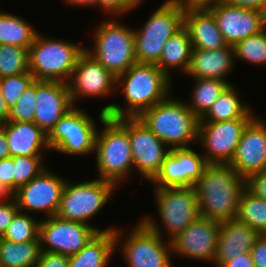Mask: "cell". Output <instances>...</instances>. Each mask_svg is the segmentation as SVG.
I'll return each instance as SVG.
<instances>
[{
    "label": "cell",
    "mask_w": 266,
    "mask_h": 267,
    "mask_svg": "<svg viewBox=\"0 0 266 267\" xmlns=\"http://www.w3.org/2000/svg\"><path fill=\"white\" fill-rule=\"evenodd\" d=\"M73 107L68 83L36 81L34 123L47 135Z\"/></svg>",
    "instance_id": "obj_21"
},
{
    "label": "cell",
    "mask_w": 266,
    "mask_h": 267,
    "mask_svg": "<svg viewBox=\"0 0 266 267\" xmlns=\"http://www.w3.org/2000/svg\"><path fill=\"white\" fill-rule=\"evenodd\" d=\"M184 16L185 11L172 0L161 4L141 30H134L136 61L156 64L166 41L184 27Z\"/></svg>",
    "instance_id": "obj_8"
},
{
    "label": "cell",
    "mask_w": 266,
    "mask_h": 267,
    "mask_svg": "<svg viewBox=\"0 0 266 267\" xmlns=\"http://www.w3.org/2000/svg\"><path fill=\"white\" fill-rule=\"evenodd\" d=\"M143 0H97V7L109 14L110 17L113 15L122 16L125 13H129L136 7L140 6Z\"/></svg>",
    "instance_id": "obj_39"
},
{
    "label": "cell",
    "mask_w": 266,
    "mask_h": 267,
    "mask_svg": "<svg viewBox=\"0 0 266 267\" xmlns=\"http://www.w3.org/2000/svg\"><path fill=\"white\" fill-rule=\"evenodd\" d=\"M115 228L102 230L94 225L51 216L41 220L39 224L41 250L71 256L78 253L98 232Z\"/></svg>",
    "instance_id": "obj_11"
},
{
    "label": "cell",
    "mask_w": 266,
    "mask_h": 267,
    "mask_svg": "<svg viewBox=\"0 0 266 267\" xmlns=\"http://www.w3.org/2000/svg\"><path fill=\"white\" fill-rule=\"evenodd\" d=\"M13 157L0 159V182L6 190L14 194Z\"/></svg>",
    "instance_id": "obj_41"
},
{
    "label": "cell",
    "mask_w": 266,
    "mask_h": 267,
    "mask_svg": "<svg viewBox=\"0 0 266 267\" xmlns=\"http://www.w3.org/2000/svg\"><path fill=\"white\" fill-rule=\"evenodd\" d=\"M117 77L84 51L68 82L73 106L82 97H106L116 91Z\"/></svg>",
    "instance_id": "obj_17"
},
{
    "label": "cell",
    "mask_w": 266,
    "mask_h": 267,
    "mask_svg": "<svg viewBox=\"0 0 266 267\" xmlns=\"http://www.w3.org/2000/svg\"><path fill=\"white\" fill-rule=\"evenodd\" d=\"M10 157V149L6 141L5 130L2 124H0V159Z\"/></svg>",
    "instance_id": "obj_48"
},
{
    "label": "cell",
    "mask_w": 266,
    "mask_h": 267,
    "mask_svg": "<svg viewBox=\"0 0 266 267\" xmlns=\"http://www.w3.org/2000/svg\"><path fill=\"white\" fill-rule=\"evenodd\" d=\"M207 164L203 154L191 147L173 148L151 182L155 188L194 187Z\"/></svg>",
    "instance_id": "obj_19"
},
{
    "label": "cell",
    "mask_w": 266,
    "mask_h": 267,
    "mask_svg": "<svg viewBox=\"0 0 266 267\" xmlns=\"http://www.w3.org/2000/svg\"><path fill=\"white\" fill-rule=\"evenodd\" d=\"M138 118L170 149L189 148L191 143L198 142L200 119L179 98L169 95Z\"/></svg>",
    "instance_id": "obj_4"
},
{
    "label": "cell",
    "mask_w": 266,
    "mask_h": 267,
    "mask_svg": "<svg viewBox=\"0 0 266 267\" xmlns=\"http://www.w3.org/2000/svg\"><path fill=\"white\" fill-rule=\"evenodd\" d=\"M192 50L189 32L183 27L166 41L156 65L169 79H172V69L181 70V73L187 72Z\"/></svg>",
    "instance_id": "obj_27"
},
{
    "label": "cell",
    "mask_w": 266,
    "mask_h": 267,
    "mask_svg": "<svg viewBox=\"0 0 266 267\" xmlns=\"http://www.w3.org/2000/svg\"><path fill=\"white\" fill-rule=\"evenodd\" d=\"M39 224L40 220L25 212L18 211L8 225L2 239L22 243L37 240L39 238Z\"/></svg>",
    "instance_id": "obj_33"
},
{
    "label": "cell",
    "mask_w": 266,
    "mask_h": 267,
    "mask_svg": "<svg viewBox=\"0 0 266 267\" xmlns=\"http://www.w3.org/2000/svg\"><path fill=\"white\" fill-rule=\"evenodd\" d=\"M246 188L255 196L266 200V171L250 175L246 179Z\"/></svg>",
    "instance_id": "obj_42"
},
{
    "label": "cell",
    "mask_w": 266,
    "mask_h": 267,
    "mask_svg": "<svg viewBox=\"0 0 266 267\" xmlns=\"http://www.w3.org/2000/svg\"><path fill=\"white\" fill-rule=\"evenodd\" d=\"M236 220L266 234V200L245 188L239 199Z\"/></svg>",
    "instance_id": "obj_32"
},
{
    "label": "cell",
    "mask_w": 266,
    "mask_h": 267,
    "mask_svg": "<svg viewBox=\"0 0 266 267\" xmlns=\"http://www.w3.org/2000/svg\"><path fill=\"white\" fill-rule=\"evenodd\" d=\"M143 216L130 234L122 239L121 228L114 229L115 248L120 247L127 267H172L171 243L164 241L154 217ZM154 219V220H153ZM122 239V240H121Z\"/></svg>",
    "instance_id": "obj_5"
},
{
    "label": "cell",
    "mask_w": 266,
    "mask_h": 267,
    "mask_svg": "<svg viewBox=\"0 0 266 267\" xmlns=\"http://www.w3.org/2000/svg\"><path fill=\"white\" fill-rule=\"evenodd\" d=\"M234 47L235 59L253 65H266V28L238 42Z\"/></svg>",
    "instance_id": "obj_35"
},
{
    "label": "cell",
    "mask_w": 266,
    "mask_h": 267,
    "mask_svg": "<svg viewBox=\"0 0 266 267\" xmlns=\"http://www.w3.org/2000/svg\"><path fill=\"white\" fill-rule=\"evenodd\" d=\"M36 80L21 94L14 106L8 109L6 122H34Z\"/></svg>",
    "instance_id": "obj_37"
},
{
    "label": "cell",
    "mask_w": 266,
    "mask_h": 267,
    "mask_svg": "<svg viewBox=\"0 0 266 267\" xmlns=\"http://www.w3.org/2000/svg\"><path fill=\"white\" fill-rule=\"evenodd\" d=\"M18 211L19 208L13 196L6 201L0 202V238L6 232L8 225Z\"/></svg>",
    "instance_id": "obj_40"
},
{
    "label": "cell",
    "mask_w": 266,
    "mask_h": 267,
    "mask_svg": "<svg viewBox=\"0 0 266 267\" xmlns=\"http://www.w3.org/2000/svg\"><path fill=\"white\" fill-rule=\"evenodd\" d=\"M10 157L43 156V150H49L47 134L34 122H6L2 124Z\"/></svg>",
    "instance_id": "obj_23"
},
{
    "label": "cell",
    "mask_w": 266,
    "mask_h": 267,
    "mask_svg": "<svg viewBox=\"0 0 266 267\" xmlns=\"http://www.w3.org/2000/svg\"><path fill=\"white\" fill-rule=\"evenodd\" d=\"M250 253L255 267H266V234H260Z\"/></svg>",
    "instance_id": "obj_44"
},
{
    "label": "cell",
    "mask_w": 266,
    "mask_h": 267,
    "mask_svg": "<svg viewBox=\"0 0 266 267\" xmlns=\"http://www.w3.org/2000/svg\"><path fill=\"white\" fill-rule=\"evenodd\" d=\"M235 61L233 46L227 45L219 50L193 48L186 74L192 78H211L226 81L225 77L233 69Z\"/></svg>",
    "instance_id": "obj_24"
},
{
    "label": "cell",
    "mask_w": 266,
    "mask_h": 267,
    "mask_svg": "<svg viewBox=\"0 0 266 267\" xmlns=\"http://www.w3.org/2000/svg\"><path fill=\"white\" fill-rule=\"evenodd\" d=\"M69 256L42 251L34 267H68Z\"/></svg>",
    "instance_id": "obj_43"
},
{
    "label": "cell",
    "mask_w": 266,
    "mask_h": 267,
    "mask_svg": "<svg viewBox=\"0 0 266 267\" xmlns=\"http://www.w3.org/2000/svg\"><path fill=\"white\" fill-rule=\"evenodd\" d=\"M41 252L40 238L26 243L0 238V267H34Z\"/></svg>",
    "instance_id": "obj_29"
},
{
    "label": "cell",
    "mask_w": 266,
    "mask_h": 267,
    "mask_svg": "<svg viewBox=\"0 0 266 267\" xmlns=\"http://www.w3.org/2000/svg\"><path fill=\"white\" fill-rule=\"evenodd\" d=\"M253 119L199 122L197 143L205 148L202 154L206 162L229 164L235 155L243 131Z\"/></svg>",
    "instance_id": "obj_13"
},
{
    "label": "cell",
    "mask_w": 266,
    "mask_h": 267,
    "mask_svg": "<svg viewBox=\"0 0 266 267\" xmlns=\"http://www.w3.org/2000/svg\"><path fill=\"white\" fill-rule=\"evenodd\" d=\"M95 121L85 110L73 107L47 135L50 150L66 155L94 153L97 134Z\"/></svg>",
    "instance_id": "obj_10"
},
{
    "label": "cell",
    "mask_w": 266,
    "mask_h": 267,
    "mask_svg": "<svg viewBox=\"0 0 266 267\" xmlns=\"http://www.w3.org/2000/svg\"><path fill=\"white\" fill-rule=\"evenodd\" d=\"M222 1L233 6L261 10L266 13V0H222Z\"/></svg>",
    "instance_id": "obj_47"
},
{
    "label": "cell",
    "mask_w": 266,
    "mask_h": 267,
    "mask_svg": "<svg viewBox=\"0 0 266 267\" xmlns=\"http://www.w3.org/2000/svg\"><path fill=\"white\" fill-rule=\"evenodd\" d=\"M35 81L29 72L0 78V90L8 107L14 106L21 94Z\"/></svg>",
    "instance_id": "obj_38"
},
{
    "label": "cell",
    "mask_w": 266,
    "mask_h": 267,
    "mask_svg": "<svg viewBox=\"0 0 266 267\" xmlns=\"http://www.w3.org/2000/svg\"><path fill=\"white\" fill-rule=\"evenodd\" d=\"M260 233L238 220L220 223L214 264L235 259L243 253H249Z\"/></svg>",
    "instance_id": "obj_22"
},
{
    "label": "cell",
    "mask_w": 266,
    "mask_h": 267,
    "mask_svg": "<svg viewBox=\"0 0 266 267\" xmlns=\"http://www.w3.org/2000/svg\"><path fill=\"white\" fill-rule=\"evenodd\" d=\"M237 90L230 84L212 104L199 122H219L237 118H255L250 106L240 101Z\"/></svg>",
    "instance_id": "obj_28"
},
{
    "label": "cell",
    "mask_w": 266,
    "mask_h": 267,
    "mask_svg": "<svg viewBox=\"0 0 266 267\" xmlns=\"http://www.w3.org/2000/svg\"><path fill=\"white\" fill-rule=\"evenodd\" d=\"M229 164L245 179L266 171V123L262 119L255 117L247 125Z\"/></svg>",
    "instance_id": "obj_20"
},
{
    "label": "cell",
    "mask_w": 266,
    "mask_h": 267,
    "mask_svg": "<svg viewBox=\"0 0 266 267\" xmlns=\"http://www.w3.org/2000/svg\"><path fill=\"white\" fill-rule=\"evenodd\" d=\"M44 156H14V193L47 168Z\"/></svg>",
    "instance_id": "obj_36"
},
{
    "label": "cell",
    "mask_w": 266,
    "mask_h": 267,
    "mask_svg": "<svg viewBox=\"0 0 266 267\" xmlns=\"http://www.w3.org/2000/svg\"><path fill=\"white\" fill-rule=\"evenodd\" d=\"M220 223L199 216L170 240L172 255L214 264Z\"/></svg>",
    "instance_id": "obj_18"
},
{
    "label": "cell",
    "mask_w": 266,
    "mask_h": 267,
    "mask_svg": "<svg viewBox=\"0 0 266 267\" xmlns=\"http://www.w3.org/2000/svg\"><path fill=\"white\" fill-rule=\"evenodd\" d=\"M182 10L208 9L213 7L220 0H172Z\"/></svg>",
    "instance_id": "obj_45"
},
{
    "label": "cell",
    "mask_w": 266,
    "mask_h": 267,
    "mask_svg": "<svg viewBox=\"0 0 266 267\" xmlns=\"http://www.w3.org/2000/svg\"><path fill=\"white\" fill-rule=\"evenodd\" d=\"M194 188L200 216L219 223L236 220L246 179L230 164L208 163Z\"/></svg>",
    "instance_id": "obj_2"
},
{
    "label": "cell",
    "mask_w": 266,
    "mask_h": 267,
    "mask_svg": "<svg viewBox=\"0 0 266 267\" xmlns=\"http://www.w3.org/2000/svg\"><path fill=\"white\" fill-rule=\"evenodd\" d=\"M171 85V80L156 64L136 62L117 77L116 86L122 88L126 106L109 103L101 111L115 119L138 117L144 110L165 100L170 95Z\"/></svg>",
    "instance_id": "obj_1"
},
{
    "label": "cell",
    "mask_w": 266,
    "mask_h": 267,
    "mask_svg": "<svg viewBox=\"0 0 266 267\" xmlns=\"http://www.w3.org/2000/svg\"><path fill=\"white\" fill-rule=\"evenodd\" d=\"M184 27L193 48L219 50L227 46L213 14L208 9L185 10Z\"/></svg>",
    "instance_id": "obj_25"
},
{
    "label": "cell",
    "mask_w": 266,
    "mask_h": 267,
    "mask_svg": "<svg viewBox=\"0 0 266 267\" xmlns=\"http://www.w3.org/2000/svg\"><path fill=\"white\" fill-rule=\"evenodd\" d=\"M154 193L160 221L169 241L200 216L194 187L154 188Z\"/></svg>",
    "instance_id": "obj_12"
},
{
    "label": "cell",
    "mask_w": 266,
    "mask_h": 267,
    "mask_svg": "<svg viewBox=\"0 0 266 267\" xmlns=\"http://www.w3.org/2000/svg\"><path fill=\"white\" fill-rule=\"evenodd\" d=\"M66 181L46 168L12 196L19 211L44 212L48 218L57 214Z\"/></svg>",
    "instance_id": "obj_15"
},
{
    "label": "cell",
    "mask_w": 266,
    "mask_h": 267,
    "mask_svg": "<svg viewBox=\"0 0 266 267\" xmlns=\"http://www.w3.org/2000/svg\"><path fill=\"white\" fill-rule=\"evenodd\" d=\"M133 169L151 182L159 173L170 148L160 140L138 117H127ZM166 147V148H165Z\"/></svg>",
    "instance_id": "obj_14"
},
{
    "label": "cell",
    "mask_w": 266,
    "mask_h": 267,
    "mask_svg": "<svg viewBox=\"0 0 266 267\" xmlns=\"http://www.w3.org/2000/svg\"><path fill=\"white\" fill-rule=\"evenodd\" d=\"M115 249L114 230L98 232L78 253L69 256L68 267H107Z\"/></svg>",
    "instance_id": "obj_26"
},
{
    "label": "cell",
    "mask_w": 266,
    "mask_h": 267,
    "mask_svg": "<svg viewBox=\"0 0 266 267\" xmlns=\"http://www.w3.org/2000/svg\"><path fill=\"white\" fill-rule=\"evenodd\" d=\"M99 120L103 128L97 130L94 149L98 178L117 186L133 169L127 117L115 119L100 111Z\"/></svg>",
    "instance_id": "obj_3"
},
{
    "label": "cell",
    "mask_w": 266,
    "mask_h": 267,
    "mask_svg": "<svg viewBox=\"0 0 266 267\" xmlns=\"http://www.w3.org/2000/svg\"><path fill=\"white\" fill-rule=\"evenodd\" d=\"M8 109L9 107L7 106L6 101L3 98L1 90H0V124L6 123Z\"/></svg>",
    "instance_id": "obj_50"
},
{
    "label": "cell",
    "mask_w": 266,
    "mask_h": 267,
    "mask_svg": "<svg viewBox=\"0 0 266 267\" xmlns=\"http://www.w3.org/2000/svg\"><path fill=\"white\" fill-rule=\"evenodd\" d=\"M29 72L28 49L0 44V78Z\"/></svg>",
    "instance_id": "obj_34"
},
{
    "label": "cell",
    "mask_w": 266,
    "mask_h": 267,
    "mask_svg": "<svg viewBox=\"0 0 266 267\" xmlns=\"http://www.w3.org/2000/svg\"><path fill=\"white\" fill-rule=\"evenodd\" d=\"M192 100L188 108L201 119L217 100L221 93L231 84L228 81L211 78H194Z\"/></svg>",
    "instance_id": "obj_31"
},
{
    "label": "cell",
    "mask_w": 266,
    "mask_h": 267,
    "mask_svg": "<svg viewBox=\"0 0 266 267\" xmlns=\"http://www.w3.org/2000/svg\"><path fill=\"white\" fill-rule=\"evenodd\" d=\"M93 39L94 47L85 48V51L115 77L126 72L137 62L134 29L124 26L119 20L112 17L102 21L96 28Z\"/></svg>",
    "instance_id": "obj_7"
},
{
    "label": "cell",
    "mask_w": 266,
    "mask_h": 267,
    "mask_svg": "<svg viewBox=\"0 0 266 267\" xmlns=\"http://www.w3.org/2000/svg\"><path fill=\"white\" fill-rule=\"evenodd\" d=\"M12 195L6 190V188L0 182V202L8 200Z\"/></svg>",
    "instance_id": "obj_51"
},
{
    "label": "cell",
    "mask_w": 266,
    "mask_h": 267,
    "mask_svg": "<svg viewBox=\"0 0 266 267\" xmlns=\"http://www.w3.org/2000/svg\"><path fill=\"white\" fill-rule=\"evenodd\" d=\"M85 48L72 41L48 39L39 32L28 49L29 71L36 81L68 83Z\"/></svg>",
    "instance_id": "obj_6"
},
{
    "label": "cell",
    "mask_w": 266,
    "mask_h": 267,
    "mask_svg": "<svg viewBox=\"0 0 266 267\" xmlns=\"http://www.w3.org/2000/svg\"><path fill=\"white\" fill-rule=\"evenodd\" d=\"M216 267H255L251 253H243L235 259L217 264Z\"/></svg>",
    "instance_id": "obj_46"
},
{
    "label": "cell",
    "mask_w": 266,
    "mask_h": 267,
    "mask_svg": "<svg viewBox=\"0 0 266 267\" xmlns=\"http://www.w3.org/2000/svg\"><path fill=\"white\" fill-rule=\"evenodd\" d=\"M63 2L67 3L70 6H95L97 7V0H63Z\"/></svg>",
    "instance_id": "obj_49"
},
{
    "label": "cell",
    "mask_w": 266,
    "mask_h": 267,
    "mask_svg": "<svg viewBox=\"0 0 266 267\" xmlns=\"http://www.w3.org/2000/svg\"><path fill=\"white\" fill-rule=\"evenodd\" d=\"M115 188L114 183L99 178L76 184L66 181L56 216L91 225L89 221L109 202Z\"/></svg>",
    "instance_id": "obj_9"
},
{
    "label": "cell",
    "mask_w": 266,
    "mask_h": 267,
    "mask_svg": "<svg viewBox=\"0 0 266 267\" xmlns=\"http://www.w3.org/2000/svg\"><path fill=\"white\" fill-rule=\"evenodd\" d=\"M229 46L250 37L266 28V13L261 10L233 6L220 0L208 8Z\"/></svg>",
    "instance_id": "obj_16"
},
{
    "label": "cell",
    "mask_w": 266,
    "mask_h": 267,
    "mask_svg": "<svg viewBox=\"0 0 266 267\" xmlns=\"http://www.w3.org/2000/svg\"><path fill=\"white\" fill-rule=\"evenodd\" d=\"M38 33L27 20L0 10V44L29 49Z\"/></svg>",
    "instance_id": "obj_30"
}]
</instances>
